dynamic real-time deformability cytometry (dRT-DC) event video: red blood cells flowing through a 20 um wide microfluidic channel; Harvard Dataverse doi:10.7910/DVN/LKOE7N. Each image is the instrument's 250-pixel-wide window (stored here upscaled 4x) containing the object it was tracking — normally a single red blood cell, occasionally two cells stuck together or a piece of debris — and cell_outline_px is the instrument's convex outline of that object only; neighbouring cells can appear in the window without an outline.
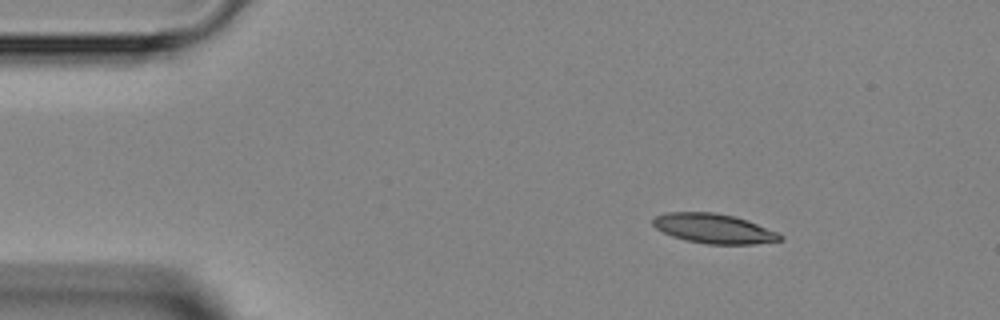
{"species": "Egyptian fruit bat (a non-hibernating species)", "species_latin": "Rousettus aegyptiacus", "temperature_condition": "room temperature", "stored_images_in_passage": 5, "camera_frame_rate_fps": 3000, "um_per_image_px": 0.085, "animal": {"sex": "female"}, "frame": {"image": 1, "passage_image": 1, "time_ms": 0.0, "image_size_px": [1000, 320], "cell_outline_px": [[784, 240], [752, 244], [708, 244], [684, 240], [672, 236], [656, 228], [652, 224], [652, 220], [656, 216], [668, 212], [716, 212], [736, 216], [748, 220], [776, 232], [784, 236]], "centroid_in_image_um": [60.68, 19.42], "position_along_channel_um": 24.3, "area_um2": 22.02}}
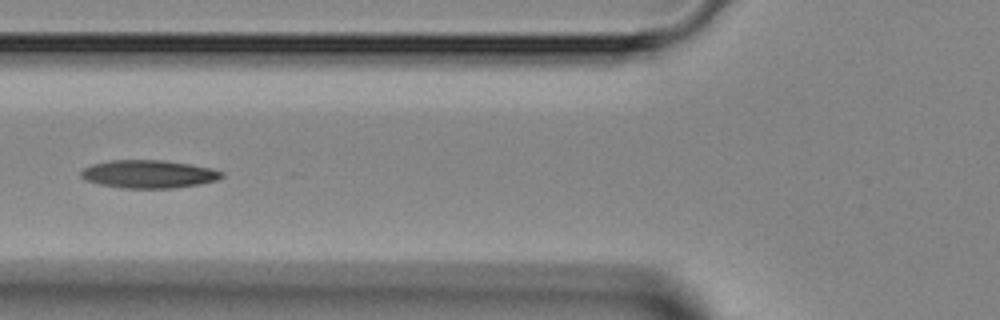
{"frame": {"image": 2, "passage_image": 4, "time_ms": 3.667, "image_size_px": [1000, 320], "cell_outline_px": [[224, 176], [216, 180], [200, 184], [172, 188], [120, 188], [100, 184], [84, 180], [80, 176], [80, 172], [84, 168], [92, 164], [112, 160], [164, 160], [212, 168], [224, 172]], "centroid_in_image_um": [12.63, 14.8], "position_along_channel_um": 113.2, "area_um2": 23.0}}
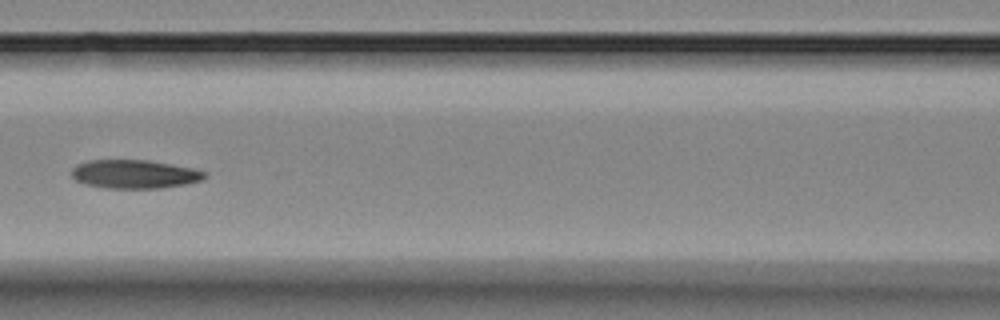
{"frame": {"image": 3, "passage_image": 5, "time_ms": 4.667, "image_size_px": [1000, 320], "cell_outline_px": [[208, 176], [200, 180], [184, 184], [160, 188], [108, 188], [88, 184], [76, 180], [72, 176], [72, 168], [76, 164], [88, 160], [148, 160], [192, 168], [208, 172]], "centroid_in_image_um": [11.44, 14.79], "position_along_channel_um": 155.2, "area_um2": 22.02}}